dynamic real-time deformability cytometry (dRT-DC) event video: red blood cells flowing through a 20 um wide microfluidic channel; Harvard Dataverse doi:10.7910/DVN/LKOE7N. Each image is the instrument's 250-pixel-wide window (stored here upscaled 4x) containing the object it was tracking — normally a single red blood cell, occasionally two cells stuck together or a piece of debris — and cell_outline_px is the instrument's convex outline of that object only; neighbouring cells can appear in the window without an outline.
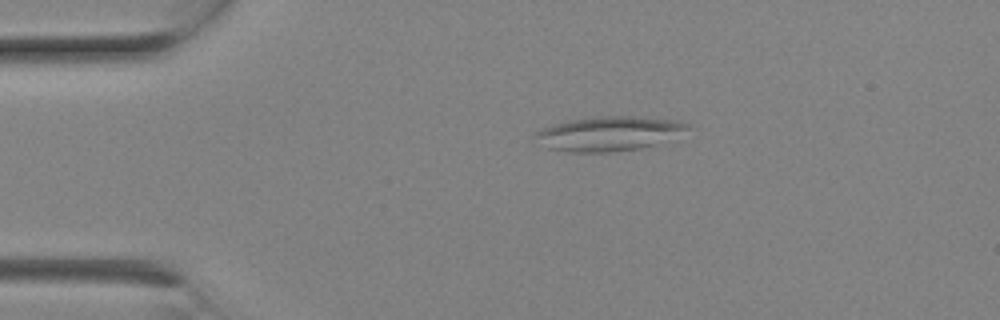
{"species": "Egyptian fruit bat (a non-hibernating species)", "species_latin": "Rousettus aegyptiacus", "temperature_condition": "room temperature", "stored_images_in_passage": 1, "camera_frame_rate_fps": 3000, "um_per_image_px": 0.085, "animal": {"sex": "female"}, "frame": {"image": 1, "passage_image": 1, "time_ms": 0.0, "image_size_px": [1000, 320], "cell_outline_px": [[688, 128], [656, 144], [640, 148], [612, 152], [568, 152], [548, 148], [532, 136], [540, 128], [568, 120], [592, 116], [632, 116], [676, 120], [688, 124]], "centroid_in_image_um": [51.65, 11.35], "position_along_channel_um": 33.4, "area_um2": 30.29}}